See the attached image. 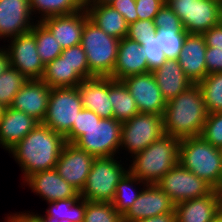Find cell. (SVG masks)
<instances>
[{
	"mask_svg": "<svg viewBox=\"0 0 222 222\" xmlns=\"http://www.w3.org/2000/svg\"><path fill=\"white\" fill-rule=\"evenodd\" d=\"M83 222H123L112 202L87 201Z\"/></svg>",
	"mask_w": 222,
	"mask_h": 222,
	"instance_id": "d590c367",
	"label": "cell"
},
{
	"mask_svg": "<svg viewBox=\"0 0 222 222\" xmlns=\"http://www.w3.org/2000/svg\"><path fill=\"white\" fill-rule=\"evenodd\" d=\"M51 88L39 80H27L15 95L11 108L22 111L42 123L49 102Z\"/></svg>",
	"mask_w": 222,
	"mask_h": 222,
	"instance_id": "d6986e66",
	"label": "cell"
},
{
	"mask_svg": "<svg viewBox=\"0 0 222 222\" xmlns=\"http://www.w3.org/2000/svg\"><path fill=\"white\" fill-rule=\"evenodd\" d=\"M89 19L106 34L121 40L127 36L128 24L124 17L108 4H85Z\"/></svg>",
	"mask_w": 222,
	"mask_h": 222,
	"instance_id": "484cf974",
	"label": "cell"
},
{
	"mask_svg": "<svg viewBox=\"0 0 222 222\" xmlns=\"http://www.w3.org/2000/svg\"><path fill=\"white\" fill-rule=\"evenodd\" d=\"M108 5L117 10L128 25L138 20L135 0H113Z\"/></svg>",
	"mask_w": 222,
	"mask_h": 222,
	"instance_id": "ee69618b",
	"label": "cell"
},
{
	"mask_svg": "<svg viewBox=\"0 0 222 222\" xmlns=\"http://www.w3.org/2000/svg\"><path fill=\"white\" fill-rule=\"evenodd\" d=\"M23 182L47 203L80 197V192L63 179L55 168L34 173Z\"/></svg>",
	"mask_w": 222,
	"mask_h": 222,
	"instance_id": "e0dca14e",
	"label": "cell"
},
{
	"mask_svg": "<svg viewBox=\"0 0 222 222\" xmlns=\"http://www.w3.org/2000/svg\"><path fill=\"white\" fill-rule=\"evenodd\" d=\"M211 222H222V211L219 213V215L212 220Z\"/></svg>",
	"mask_w": 222,
	"mask_h": 222,
	"instance_id": "f5cc1de1",
	"label": "cell"
},
{
	"mask_svg": "<svg viewBox=\"0 0 222 222\" xmlns=\"http://www.w3.org/2000/svg\"><path fill=\"white\" fill-rule=\"evenodd\" d=\"M207 75L210 73L222 72V50L207 47L205 53Z\"/></svg>",
	"mask_w": 222,
	"mask_h": 222,
	"instance_id": "f6af8a7d",
	"label": "cell"
},
{
	"mask_svg": "<svg viewBox=\"0 0 222 222\" xmlns=\"http://www.w3.org/2000/svg\"><path fill=\"white\" fill-rule=\"evenodd\" d=\"M89 18L85 7L72 14L52 16L40 21L54 36L62 49L81 44L82 32Z\"/></svg>",
	"mask_w": 222,
	"mask_h": 222,
	"instance_id": "ac0fdd59",
	"label": "cell"
},
{
	"mask_svg": "<svg viewBox=\"0 0 222 222\" xmlns=\"http://www.w3.org/2000/svg\"><path fill=\"white\" fill-rule=\"evenodd\" d=\"M32 15L41 14L37 22L52 16L75 13L85 7V0H29Z\"/></svg>",
	"mask_w": 222,
	"mask_h": 222,
	"instance_id": "83f0119b",
	"label": "cell"
},
{
	"mask_svg": "<svg viewBox=\"0 0 222 222\" xmlns=\"http://www.w3.org/2000/svg\"><path fill=\"white\" fill-rule=\"evenodd\" d=\"M180 139L163 135L146 149L134 154L129 172L147 184H156L179 163Z\"/></svg>",
	"mask_w": 222,
	"mask_h": 222,
	"instance_id": "3957f363",
	"label": "cell"
},
{
	"mask_svg": "<svg viewBox=\"0 0 222 222\" xmlns=\"http://www.w3.org/2000/svg\"><path fill=\"white\" fill-rule=\"evenodd\" d=\"M157 28L153 20H137L134 23L128 25L127 38L133 41H137L143 46V41L155 37Z\"/></svg>",
	"mask_w": 222,
	"mask_h": 222,
	"instance_id": "ab89813d",
	"label": "cell"
},
{
	"mask_svg": "<svg viewBox=\"0 0 222 222\" xmlns=\"http://www.w3.org/2000/svg\"><path fill=\"white\" fill-rule=\"evenodd\" d=\"M111 103L113 118L125 122L139 113L136 102L122 81L111 78Z\"/></svg>",
	"mask_w": 222,
	"mask_h": 222,
	"instance_id": "f1b7e54d",
	"label": "cell"
},
{
	"mask_svg": "<svg viewBox=\"0 0 222 222\" xmlns=\"http://www.w3.org/2000/svg\"><path fill=\"white\" fill-rule=\"evenodd\" d=\"M27 82V79L15 68L10 66L0 75V104L10 107L15 95Z\"/></svg>",
	"mask_w": 222,
	"mask_h": 222,
	"instance_id": "836d02e7",
	"label": "cell"
},
{
	"mask_svg": "<svg viewBox=\"0 0 222 222\" xmlns=\"http://www.w3.org/2000/svg\"><path fill=\"white\" fill-rule=\"evenodd\" d=\"M120 40L106 34L89 18L82 32L81 46L84 49L89 71L94 77H110L116 63Z\"/></svg>",
	"mask_w": 222,
	"mask_h": 222,
	"instance_id": "5b68a950",
	"label": "cell"
},
{
	"mask_svg": "<svg viewBox=\"0 0 222 222\" xmlns=\"http://www.w3.org/2000/svg\"><path fill=\"white\" fill-rule=\"evenodd\" d=\"M113 0H85V4H109Z\"/></svg>",
	"mask_w": 222,
	"mask_h": 222,
	"instance_id": "f907efd6",
	"label": "cell"
},
{
	"mask_svg": "<svg viewBox=\"0 0 222 222\" xmlns=\"http://www.w3.org/2000/svg\"><path fill=\"white\" fill-rule=\"evenodd\" d=\"M198 85L208 114L222 112V72L206 75Z\"/></svg>",
	"mask_w": 222,
	"mask_h": 222,
	"instance_id": "d6a6232c",
	"label": "cell"
},
{
	"mask_svg": "<svg viewBox=\"0 0 222 222\" xmlns=\"http://www.w3.org/2000/svg\"><path fill=\"white\" fill-rule=\"evenodd\" d=\"M154 24L157 29L182 30V24L179 17L174 11L164 3L159 12L154 17Z\"/></svg>",
	"mask_w": 222,
	"mask_h": 222,
	"instance_id": "b9f144b4",
	"label": "cell"
},
{
	"mask_svg": "<svg viewBox=\"0 0 222 222\" xmlns=\"http://www.w3.org/2000/svg\"><path fill=\"white\" fill-rule=\"evenodd\" d=\"M201 136L214 147L222 146V112L208 114Z\"/></svg>",
	"mask_w": 222,
	"mask_h": 222,
	"instance_id": "74e56055",
	"label": "cell"
},
{
	"mask_svg": "<svg viewBox=\"0 0 222 222\" xmlns=\"http://www.w3.org/2000/svg\"><path fill=\"white\" fill-rule=\"evenodd\" d=\"M5 109V107H3L1 104H0V118L2 116V113H3V110Z\"/></svg>",
	"mask_w": 222,
	"mask_h": 222,
	"instance_id": "db71d44e",
	"label": "cell"
},
{
	"mask_svg": "<svg viewBox=\"0 0 222 222\" xmlns=\"http://www.w3.org/2000/svg\"><path fill=\"white\" fill-rule=\"evenodd\" d=\"M219 191H220V195H221V197H222V187H221V189H220Z\"/></svg>",
	"mask_w": 222,
	"mask_h": 222,
	"instance_id": "6f0895ef",
	"label": "cell"
},
{
	"mask_svg": "<svg viewBox=\"0 0 222 222\" xmlns=\"http://www.w3.org/2000/svg\"><path fill=\"white\" fill-rule=\"evenodd\" d=\"M141 49L148 62L149 72L159 68L166 61L164 52L158 44L156 37L143 41Z\"/></svg>",
	"mask_w": 222,
	"mask_h": 222,
	"instance_id": "60d3db41",
	"label": "cell"
},
{
	"mask_svg": "<svg viewBox=\"0 0 222 222\" xmlns=\"http://www.w3.org/2000/svg\"><path fill=\"white\" fill-rule=\"evenodd\" d=\"M136 184L143 186L147 183L141 181L128 171L116 186L115 197L112 201V205L122 217L127 213L134 201L142 192V188L140 189L141 191L136 189Z\"/></svg>",
	"mask_w": 222,
	"mask_h": 222,
	"instance_id": "f546056e",
	"label": "cell"
},
{
	"mask_svg": "<svg viewBox=\"0 0 222 222\" xmlns=\"http://www.w3.org/2000/svg\"><path fill=\"white\" fill-rule=\"evenodd\" d=\"M135 222H176V213L175 212L164 213L161 215H156Z\"/></svg>",
	"mask_w": 222,
	"mask_h": 222,
	"instance_id": "c3c4849f",
	"label": "cell"
},
{
	"mask_svg": "<svg viewBox=\"0 0 222 222\" xmlns=\"http://www.w3.org/2000/svg\"><path fill=\"white\" fill-rule=\"evenodd\" d=\"M149 72L148 62L143 54L141 45L124 37L120 40L116 63L110 76L122 81L126 77Z\"/></svg>",
	"mask_w": 222,
	"mask_h": 222,
	"instance_id": "cb8c5ba5",
	"label": "cell"
},
{
	"mask_svg": "<svg viewBox=\"0 0 222 222\" xmlns=\"http://www.w3.org/2000/svg\"><path fill=\"white\" fill-rule=\"evenodd\" d=\"M63 59L75 68L76 72L84 79H91L94 76L89 71V65L87 62V57L81 44L63 49L60 55Z\"/></svg>",
	"mask_w": 222,
	"mask_h": 222,
	"instance_id": "8d00e7d4",
	"label": "cell"
},
{
	"mask_svg": "<svg viewBox=\"0 0 222 222\" xmlns=\"http://www.w3.org/2000/svg\"><path fill=\"white\" fill-rule=\"evenodd\" d=\"M11 222H44L43 219L34 212L30 213V211L17 212L15 214H10L6 216Z\"/></svg>",
	"mask_w": 222,
	"mask_h": 222,
	"instance_id": "7dc6e473",
	"label": "cell"
},
{
	"mask_svg": "<svg viewBox=\"0 0 222 222\" xmlns=\"http://www.w3.org/2000/svg\"><path fill=\"white\" fill-rule=\"evenodd\" d=\"M130 209L123 216V222H135L164 213L175 212V204L157 185L146 184Z\"/></svg>",
	"mask_w": 222,
	"mask_h": 222,
	"instance_id": "9a60e30c",
	"label": "cell"
},
{
	"mask_svg": "<svg viewBox=\"0 0 222 222\" xmlns=\"http://www.w3.org/2000/svg\"><path fill=\"white\" fill-rule=\"evenodd\" d=\"M179 163L207 182L214 190L222 187V156L201 135L185 138L179 144Z\"/></svg>",
	"mask_w": 222,
	"mask_h": 222,
	"instance_id": "277c9868",
	"label": "cell"
},
{
	"mask_svg": "<svg viewBox=\"0 0 222 222\" xmlns=\"http://www.w3.org/2000/svg\"><path fill=\"white\" fill-rule=\"evenodd\" d=\"M119 156L99 157L92 162L84 188L80 197L87 201L112 202L115 197L116 186L129 171L124 168Z\"/></svg>",
	"mask_w": 222,
	"mask_h": 222,
	"instance_id": "8992f818",
	"label": "cell"
},
{
	"mask_svg": "<svg viewBox=\"0 0 222 222\" xmlns=\"http://www.w3.org/2000/svg\"><path fill=\"white\" fill-rule=\"evenodd\" d=\"M174 204L208 195L213 188L180 163L169 170L157 183Z\"/></svg>",
	"mask_w": 222,
	"mask_h": 222,
	"instance_id": "8fae6325",
	"label": "cell"
},
{
	"mask_svg": "<svg viewBox=\"0 0 222 222\" xmlns=\"http://www.w3.org/2000/svg\"><path fill=\"white\" fill-rule=\"evenodd\" d=\"M206 50L207 46L203 34L188 33L186 35L177 60L193 84H198L207 75Z\"/></svg>",
	"mask_w": 222,
	"mask_h": 222,
	"instance_id": "7402d4cb",
	"label": "cell"
},
{
	"mask_svg": "<svg viewBox=\"0 0 222 222\" xmlns=\"http://www.w3.org/2000/svg\"><path fill=\"white\" fill-rule=\"evenodd\" d=\"M0 39L2 40V39H4V38H2V36L0 35ZM3 47H4V48H3ZM3 47L0 46V52L6 49V46H3Z\"/></svg>",
	"mask_w": 222,
	"mask_h": 222,
	"instance_id": "11a10c76",
	"label": "cell"
},
{
	"mask_svg": "<svg viewBox=\"0 0 222 222\" xmlns=\"http://www.w3.org/2000/svg\"><path fill=\"white\" fill-rule=\"evenodd\" d=\"M94 159L93 155L79 149L74 144L66 143L59 155L55 169L63 179L81 192Z\"/></svg>",
	"mask_w": 222,
	"mask_h": 222,
	"instance_id": "5bb4252c",
	"label": "cell"
},
{
	"mask_svg": "<svg viewBox=\"0 0 222 222\" xmlns=\"http://www.w3.org/2000/svg\"><path fill=\"white\" fill-rule=\"evenodd\" d=\"M121 127L122 122L114 118H102L95 121L73 144L95 158L116 156L120 151Z\"/></svg>",
	"mask_w": 222,
	"mask_h": 222,
	"instance_id": "30bf717a",
	"label": "cell"
},
{
	"mask_svg": "<svg viewBox=\"0 0 222 222\" xmlns=\"http://www.w3.org/2000/svg\"><path fill=\"white\" fill-rule=\"evenodd\" d=\"M188 32L182 30L157 29L155 37L166 59H178Z\"/></svg>",
	"mask_w": 222,
	"mask_h": 222,
	"instance_id": "e575fe53",
	"label": "cell"
},
{
	"mask_svg": "<svg viewBox=\"0 0 222 222\" xmlns=\"http://www.w3.org/2000/svg\"><path fill=\"white\" fill-rule=\"evenodd\" d=\"M41 80L50 88L76 87L84 81L75 68L61 56L45 65Z\"/></svg>",
	"mask_w": 222,
	"mask_h": 222,
	"instance_id": "4316f807",
	"label": "cell"
},
{
	"mask_svg": "<svg viewBox=\"0 0 222 222\" xmlns=\"http://www.w3.org/2000/svg\"><path fill=\"white\" fill-rule=\"evenodd\" d=\"M222 211L219 190L175 204L176 222H211Z\"/></svg>",
	"mask_w": 222,
	"mask_h": 222,
	"instance_id": "ffe728a7",
	"label": "cell"
},
{
	"mask_svg": "<svg viewBox=\"0 0 222 222\" xmlns=\"http://www.w3.org/2000/svg\"><path fill=\"white\" fill-rule=\"evenodd\" d=\"M207 116L202 91L193 84L167 102L162 116L164 134L180 140L199 136Z\"/></svg>",
	"mask_w": 222,
	"mask_h": 222,
	"instance_id": "7a4b0ae2",
	"label": "cell"
},
{
	"mask_svg": "<svg viewBox=\"0 0 222 222\" xmlns=\"http://www.w3.org/2000/svg\"><path fill=\"white\" fill-rule=\"evenodd\" d=\"M122 82L134 98L139 113L163 116L167 102L164 100L152 72L132 75L123 79Z\"/></svg>",
	"mask_w": 222,
	"mask_h": 222,
	"instance_id": "4fadbf2b",
	"label": "cell"
},
{
	"mask_svg": "<svg viewBox=\"0 0 222 222\" xmlns=\"http://www.w3.org/2000/svg\"><path fill=\"white\" fill-rule=\"evenodd\" d=\"M83 108L95 112L100 118H113L111 103V77H94L78 85Z\"/></svg>",
	"mask_w": 222,
	"mask_h": 222,
	"instance_id": "44dd1931",
	"label": "cell"
},
{
	"mask_svg": "<svg viewBox=\"0 0 222 222\" xmlns=\"http://www.w3.org/2000/svg\"><path fill=\"white\" fill-rule=\"evenodd\" d=\"M31 32L35 36L37 52L44 65L61 55V45L41 22H36Z\"/></svg>",
	"mask_w": 222,
	"mask_h": 222,
	"instance_id": "1f68e13d",
	"label": "cell"
},
{
	"mask_svg": "<svg viewBox=\"0 0 222 222\" xmlns=\"http://www.w3.org/2000/svg\"><path fill=\"white\" fill-rule=\"evenodd\" d=\"M206 46L222 50V23L203 33Z\"/></svg>",
	"mask_w": 222,
	"mask_h": 222,
	"instance_id": "bcb514c9",
	"label": "cell"
},
{
	"mask_svg": "<svg viewBox=\"0 0 222 222\" xmlns=\"http://www.w3.org/2000/svg\"><path fill=\"white\" fill-rule=\"evenodd\" d=\"M49 208L46 214L40 217H53L57 220L67 219L70 222H83L86 209V200L79 198L61 199L54 202H48Z\"/></svg>",
	"mask_w": 222,
	"mask_h": 222,
	"instance_id": "4dcf8cb0",
	"label": "cell"
},
{
	"mask_svg": "<svg viewBox=\"0 0 222 222\" xmlns=\"http://www.w3.org/2000/svg\"><path fill=\"white\" fill-rule=\"evenodd\" d=\"M152 74L166 102L193 85L177 59H166L159 68L152 71Z\"/></svg>",
	"mask_w": 222,
	"mask_h": 222,
	"instance_id": "d4e9b609",
	"label": "cell"
},
{
	"mask_svg": "<svg viewBox=\"0 0 222 222\" xmlns=\"http://www.w3.org/2000/svg\"><path fill=\"white\" fill-rule=\"evenodd\" d=\"M101 119L95 112L83 108L79 111L78 118L73 123L71 131L65 136L66 143L73 144L95 121Z\"/></svg>",
	"mask_w": 222,
	"mask_h": 222,
	"instance_id": "f35d334b",
	"label": "cell"
},
{
	"mask_svg": "<svg viewBox=\"0 0 222 222\" xmlns=\"http://www.w3.org/2000/svg\"><path fill=\"white\" fill-rule=\"evenodd\" d=\"M164 134L162 115L138 113L122 123L120 149L132 157Z\"/></svg>",
	"mask_w": 222,
	"mask_h": 222,
	"instance_id": "9c48e42d",
	"label": "cell"
},
{
	"mask_svg": "<svg viewBox=\"0 0 222 222\" xmlns=\"http://www.w3.org/2000/svg\"><path fill=\"white\" fill-rule=\"evenodd\" d=\"M6 46L11 68L17 69L27 80H39L45 65L37 52L34 34L29 31L13 37Z\"/></svg>",
	"mask_w": 222,
	"mask_h": 222,
	"instance_id": "7c38bea8",
	"label": "cell"
},
{
	"mask_svg": "<svg viewBox=\"0 0 222 222\" xmlns=\"http://www.w3.org/2000/svg\"><path fill=\"white\" fill-rule=\"evenodd\" d=\"M82 109L78 86L51 88L47 111L42 123L65 137L71 131Z\"/></svg>",
	"mask_w": 222,
	"mask_h": 222,
	"instance_id": "ba28073f",
	"label": "cell"
},
{
	"mask_svg": "<svg viewBox=\"0 0 222 222\" xmlns=\"http://www.w3.org/2000/svg\"><path fill=\"white\" fill-rule=\"evenodd\" d=\"M188 33L203 34L221 23L222 0H167Z\"/></svg>",
	"mask_w": 222,
	"mask_h": 222,
	"instance_id": "52a82bcc",
	"label": "cell"
},
{
	"mask_svg": "<svg viewBox=\"0 0 222 222\" xmlns=\"http://www.w3.org/2000/svg\"><path fill=\"white\" fill-rule=\"evenodd\" d=\"M43 219L44 222H70L67 219H61V220H57L53 217H41Z\"/></svg>",
	"mask_w": 222,
	"mask_h": 222,
	"instance_id": "816d5d0a",
	"label": "cell"
},
{
	"mask_svg": "<svg viewBox=\"0 0 222 222\" xmlns=\"http://www.w3.org/2000/svg\"><path fill=\"white\" fill-rule=\"evenodd\" d=\"M10 66L7 50L0 52V75Z\"/></svg>",
	"mask_w": 222,
	"mask_h": 222,
	"instance_id": "681fc988",
	"label": "cell"
},
{
	"mask_svg": "<svg viewBox=\"0 0 222 222\" xmlns=\"http://www.w3.org/2000/svg\"><path fill=\"white\" fill-rule=\"evenodd\" d=\"M32 17L36 18L29 0H0V35L9 42V38L31 31L38 20Z\"/></svg>",
	"mask_w": 222,
	"mask_h": 222,
	"instance_id": "2e32d148",
	"label": "cell"
},
{
	"mask_svg": "<svg viewBox=\"0 0 222 222\" xmlns=\"http://www.w3.org/2000/svg\"><path fill=\"white\" fill-rule=\"evenodd\" d=\"M138 20H154L164 0H135Z\"/></svg>",
	"mask_w": 222,
	"mask_h": 222,
	"instance_id": "7bdbcfd3",
	"label": "cell"
},
{
	"mask_svg": "<svg viewBox=\"0 0 222 222\" xmlns=\"http://www.w3.org/2000/svg\"><path fill=\"white\" fill-rule=\"evenodd\" d=\"M38 123L36 119L26 113L11 107H6L0 118V146L10 151L31 132Z\"/></svg>",
	"mask_w": 222,
	"mask_h": 222,
	"instance_id": "603a6c76",
	"label": "cell"
},
{
	"mask_svg": "<svg viewBox=\"0 0 222 222\" xmlns=\"http://www.w3.org/2000/svg\"><path fill=\"white\" fill-rule=\"evenodd\" d=\"M66 144L65 137L38 123L8 153L12 154L23 172V181L30 175L55 168Z\"/></svg>",
	"mask_w": 222,
	"mask_h": 222,
	"instance_id": "6da1fadb",
	"label": "cell"
},
{
	"mask_svg": "<svg viewBox=\"0 0 222 222\" xmlns=\"http://www.w3.org/2000/svg\"><path fill=\"white\" fill-rule=\"evenodd\" d=\"M219 150H220V152H221V156H222V146H221V147H219Z\"/></svg>",
	"mask_w": 222,
	"mask_h": 222,
	"instance_id": "9f6ffc18",
	"label": "cell"
}]
</instances>
